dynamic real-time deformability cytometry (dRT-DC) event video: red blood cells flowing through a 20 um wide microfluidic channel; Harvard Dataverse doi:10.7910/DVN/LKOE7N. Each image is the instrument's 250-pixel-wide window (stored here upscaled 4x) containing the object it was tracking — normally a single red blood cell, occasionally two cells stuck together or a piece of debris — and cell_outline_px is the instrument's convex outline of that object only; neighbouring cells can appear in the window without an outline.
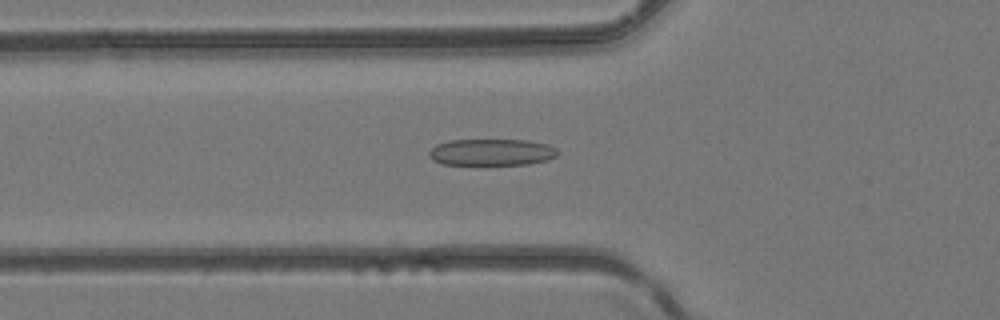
{"species": "common noctule bat (a hibernating species)", "species_latin": "Nyctalus noctula", "temperature_condition": "room temperature", "stored_images_in_passage": 50, "segment_of_instrument_passage": [1, 2], "camera_frame_rate_fps": 3000, "um_per_image_px": 0.085, "animal": {"sex": "female", "body_mass_g": 24.6, "forearm_length_mm": 56.2}, "frame": {"image": 1, "passage_image": 18, "time_ms": 5.667, "image_size_px": [1000, 320], "cell_outline_px": [[560, 152], [556, 156], [548, 160], [528, 164], [444, 164], [432, 160], [428, 156], [428, 152], [436, 144], [448, 140], [528, 140], [548, 144], [556, 148]], "centroid_in_image_um": [41.8, 12.93], "position_along_channel_um": 84.0, "area_um2": 20.06}}
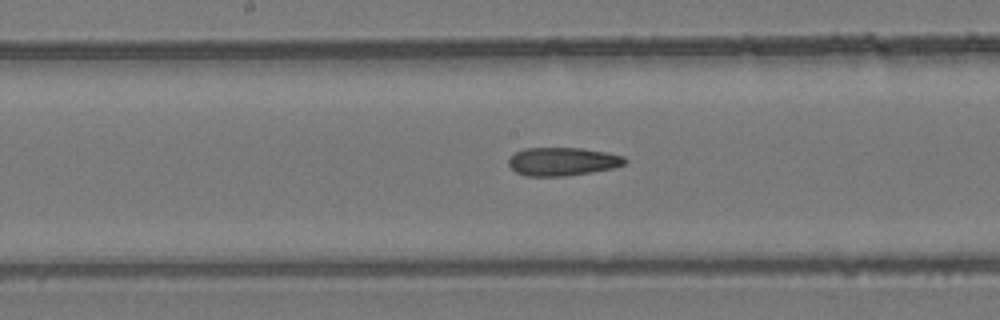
{"frame": {"image": 2, "passage_image": 26, "time_ms": 8.333, "image_size_px": [1000, 320], "cell_outline_px": [[628, 160], [624, 164], [612, 168], [592, 172], [564, 176], [528, 176], [516, 172], [508, 164], [508, 160], [516, 152], [524, 148], [580, 148], [604, 152], [624, 156]], "centroid_in_image_um": [47.81, 13.73], "position_along_channel_um": 200.4, "area_um2": 19.02}}
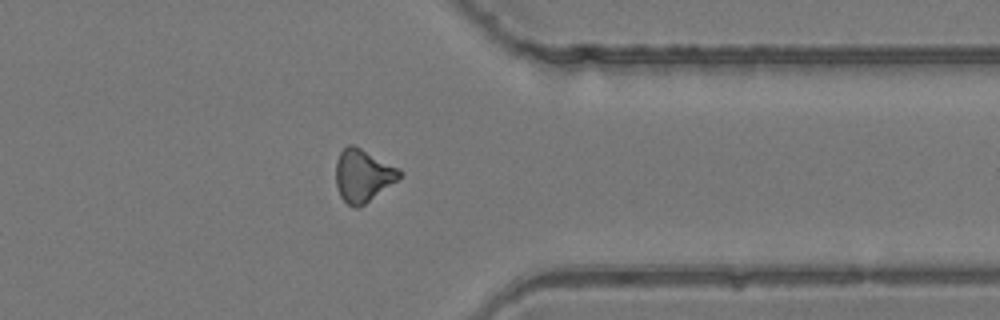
{"frame": {"image": 3, "passage_image": 39, "time_ms": 12.667, "image_size_px": [1000, 320], "cell_outline_px": [[404, 172], [396, 180], [360, 208], [356, 208], [348, 204], [340, 196], [336, 188], [336, 160], [340, 152], [348, 144], [352, 144], [400, 168]], "centroid_in_image_um": [30.83, 14.92], "position_along_channel_um": 380.6, "area_um2": 19.42}}